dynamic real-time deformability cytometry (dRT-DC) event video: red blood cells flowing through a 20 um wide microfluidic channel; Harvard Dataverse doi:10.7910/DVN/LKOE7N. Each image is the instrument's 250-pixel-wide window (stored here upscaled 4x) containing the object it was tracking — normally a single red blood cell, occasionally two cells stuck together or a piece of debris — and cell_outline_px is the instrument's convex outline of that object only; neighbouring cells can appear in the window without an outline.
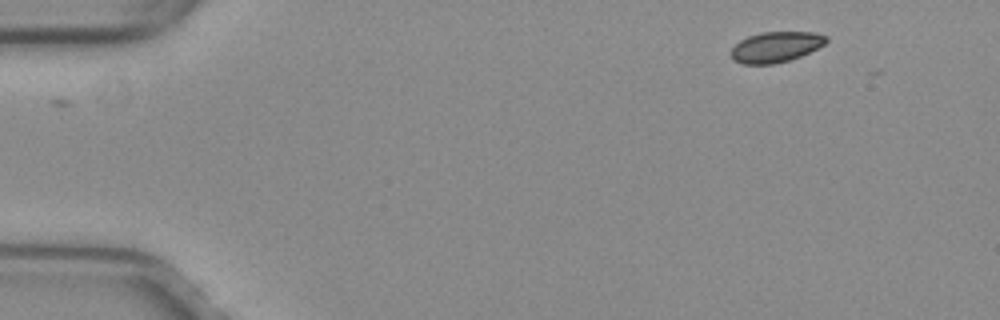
{"species": "common noctule bat (a hibernating species)", "species_latin": "Nyctalus noctula", "temperature_condition": "warm", "stored_images_in_passage": 7, "camera_frame_rate_fps": 3000, "um_per_image_px": 0.085, "animal": {"sex": "female", "body_mass_g": 29.2, "forearm_length_mm": 56.3}, "frame": {"image": 1, "passage_image": 1, "time_ms": 0.0, "image_size_px": [1000, 320], "cell_outline_px": [[828, 40], [824, 44], [800, 56], [788, 60], [772, 64], [744, 64], [732, 60], [732, 48], [740, 40], [748, 36], [760, 32], [816, 32], [828, 36]], "centroid_in_image_um": [65.94, 3.98], "position_along_channel_um": 19.1, "area_um2": 16.82}}